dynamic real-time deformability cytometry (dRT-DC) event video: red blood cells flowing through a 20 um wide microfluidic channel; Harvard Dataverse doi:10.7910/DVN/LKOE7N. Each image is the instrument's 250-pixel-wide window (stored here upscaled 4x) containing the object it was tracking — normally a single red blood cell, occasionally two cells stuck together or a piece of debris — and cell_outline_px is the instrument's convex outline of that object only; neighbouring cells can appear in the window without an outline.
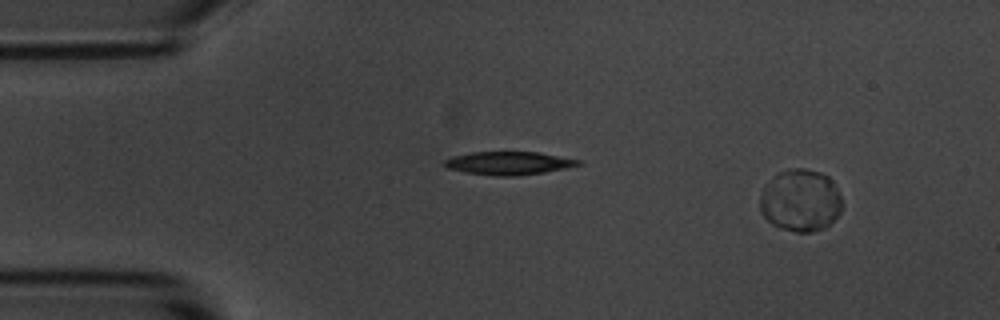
{"species": "common noctule bat (a hibernating species)", "species_latin": "Nyctalus noctula", "temperature_condition": "room temperature", "stored_images_in_passage": 8, "camera_frame_rate_fps": 3000, "um_per_image_px": 0.085, "animal": {"sex": "male", "body_mass_g": 20.1, "forearm_length_mm": 53.5}, "frame": {"image": 1, "passage_image": 1, "time_ms": 0.0, "image_size_px": [1000, 320], "cell_outline_px": [[840, 212], [824, 228], [812, 232], [796, 232], [780, 228], [772, 224], [760, 212], [760, 196], [764, 184], [780, 172], [788, 168], [804, 168], [820, 172], [828, 176], [832, 180], [840, 196]], "centroid_in_image_um": [68.0, 17.03], "position_along_channel_um": 17.0, "area_um2": 29.71}}
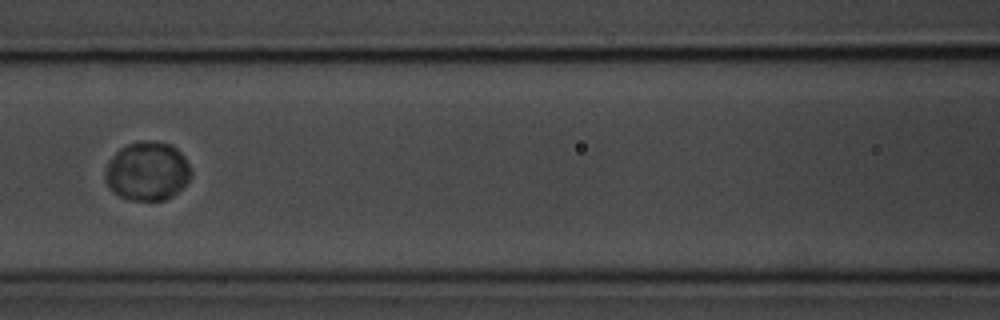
{"frame": {"image": 2, "passage_image": 6, "time_ms": 1.667, "image_size_px": [1000, 320], "cell_outline_px": [[192, 172], [188, 180], [172, 196], [164, 200], [128, 200], [112, 192], [104, 180], [104, 176], [108, 160], [120, 148], [128, 144], [140, 140], [152, 140], [172, 144], [184, 156]], "centroid_in_image_um": [12.49, 14.53], "position_along_channel_um": 154.1, "area_um2": 29.59}}
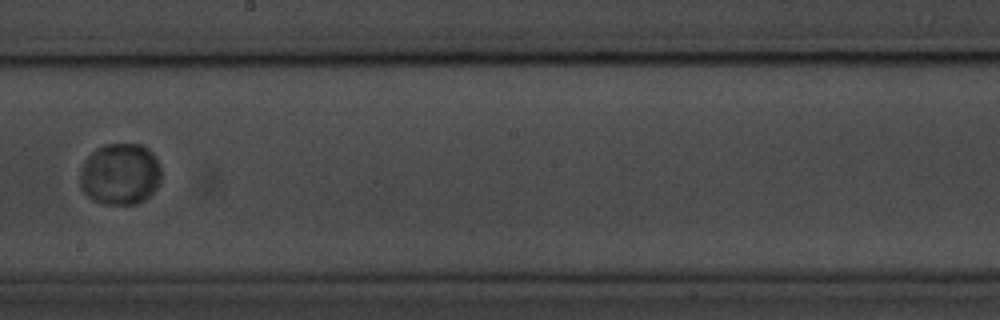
{"frame": {"image": 3, "passage_image": 8, "time_ms": 2.333, "image_size_px": [1000, 320], "cell_outline_px": [[160, 180], [156, 188], [144, 200], [136, 204], [104, 204], [92, 200], [80, 188], [80, 172], [88, 156], [96, 148], [104, 144], [140, 144], [148, 148], [152, 152], [160, 168]], "centroid_in_image_um": [10.2, 14.8], "position_along_channel_um": 238.0, "area_um2": 29.13}}